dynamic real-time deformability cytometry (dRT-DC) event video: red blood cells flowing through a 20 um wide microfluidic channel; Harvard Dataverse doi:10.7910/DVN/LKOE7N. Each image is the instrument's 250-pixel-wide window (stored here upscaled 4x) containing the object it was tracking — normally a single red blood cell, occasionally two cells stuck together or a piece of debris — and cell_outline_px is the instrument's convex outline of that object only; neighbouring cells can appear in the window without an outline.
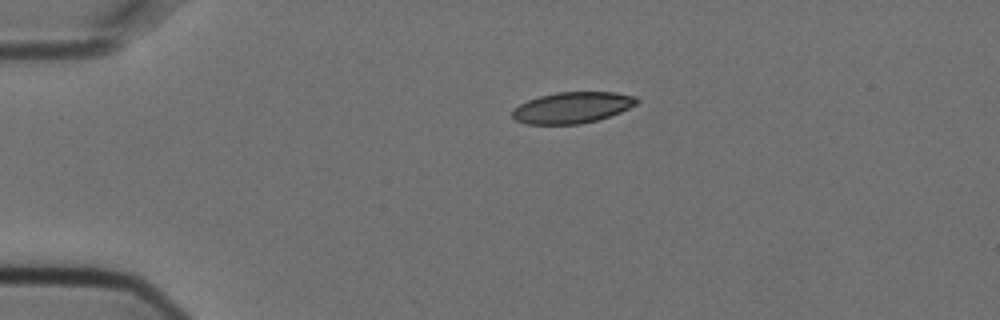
{"species": "Egyptian fruit bat (a non-hibernating species)", "species_latin": "Rousettus aegyptiacus", "temperature_condition": "cold", "stored_images_in_passage": 3, "camera_frame_rate_fps": 3000, "um_per_image_px": 0.085, "animal": {"sex": "female"}, "frame": {"image": 1, "passage_image": 1, "time_ms": 0.0, "image_size_px": [1000, 320], "cell_outline_px": [[640, 100], [636, 104], [620, 112], [596, 120], [580, 124], [524, 124], [516, 120], [512, 116], [512, 108], [528, 100], [540, 96], [556, 92], [616, 92], [636, 96]], "centroid_in_image_um": [48.63, 9.14], "position_along_channel_um": 36.4, "area_um2": 22.6}}
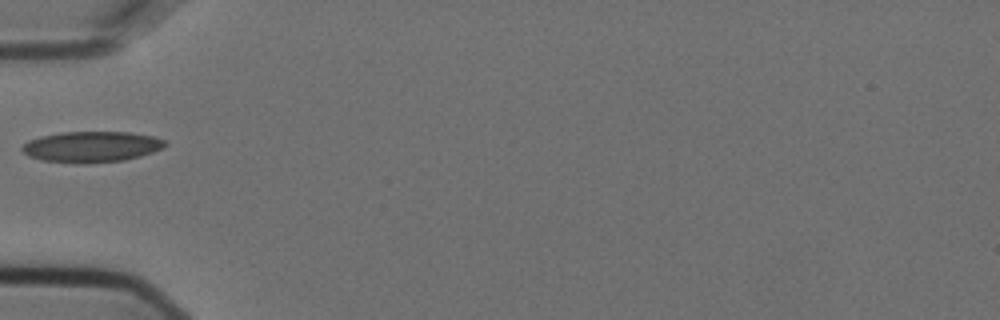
{"frame": {"image": 2, "passage_image": 3, "time_ms": 0.667, "image_size_px": [1000, 320], "cell_outline_px": [[168, 144], [164, 148], [140, 156], [124, 160], [88, 164], [80, 164], [44, 160], [28, 156], [20, 148], [28, 140], [40, 136], [60, 132], [132, 132], [156, 136], [164, 140]], "centroid_in_image_um": [7.81, 12.47], "position_along_channel_um": 77.2, "area_um2": 26.01}}